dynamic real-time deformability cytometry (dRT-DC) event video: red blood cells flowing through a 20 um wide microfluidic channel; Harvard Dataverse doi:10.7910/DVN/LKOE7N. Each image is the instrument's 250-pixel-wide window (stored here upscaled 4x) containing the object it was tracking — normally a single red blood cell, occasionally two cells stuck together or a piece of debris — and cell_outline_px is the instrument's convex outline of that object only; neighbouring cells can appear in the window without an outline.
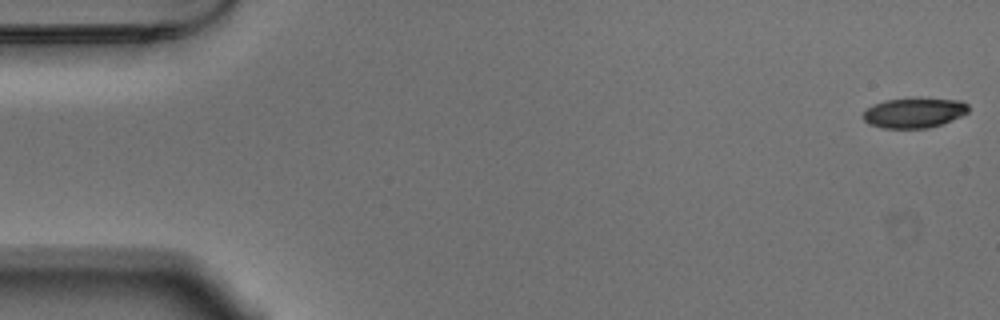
{"species": "Egyptian fruit bat (a non-hibernating species)", "species_latin": "Rousettus aegyptiacus", "temperature_condition": "warm", "stored_images_in_passage": 54, "camera_frame_rate_fps": 3000, "um_per_image_px": 0.085, "animal": {"sex": "male"}, "frame": {"image": 1, "passage_image": 1, "time_ms": 0.0, "image_size_px": [1000, 320], "cell_outline_px": [[968, 112], [960, 116], [940, 124], [928, 128], [880, 128], [868, 124], [864, 120], [864, 112], [872, 104], [884, 100], [960, 100], [968, 104]], "centroid_in_image_um": [77.65, 9.62], "position_along_channel_um": 7.3, "area_um2": 17.8}}
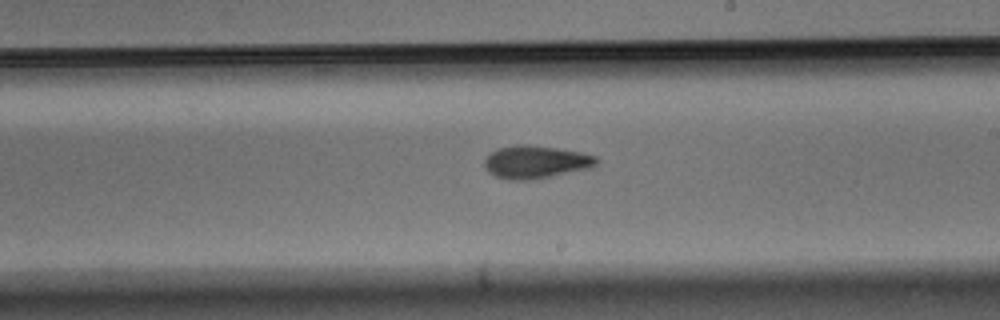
{"frame": {"image": 2, "passage_image": 31, "time_ms": 10.0, "image_size_px": [1000, 320], "cell_outline_px": [[600, 160], [596, 164], [588, 168], [532, 180], [508, 180], [496, 176], [488, 172], [484, 168], [484, 160], [492, 152], [500, 148], [516, 144], [532, 144], [580, 152], [596, 156]], "centroid_in_image_um": [45.51, 13.76], "position_along_channel_um": 243.5, "area_um2": 21.39}}
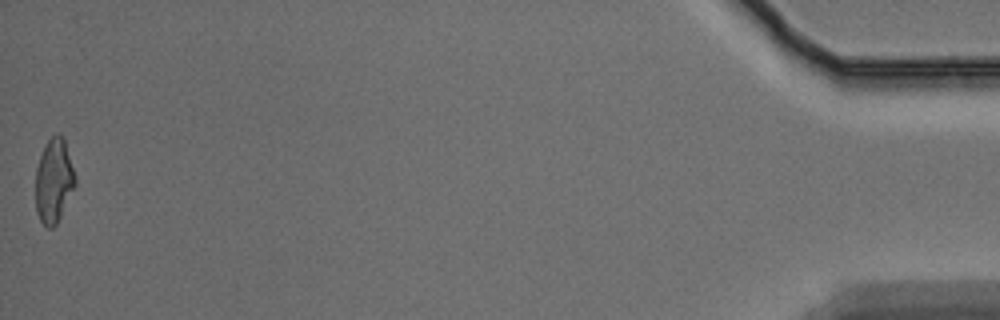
{"frame": {"image": 3, "passage_image": 54, "time_ms": 17.667, "image_size_px": [1000, 320], "cell_outline_px": [[76, 184], [56, 224], [52, 228], [48, 228], [40, 220], [36, 212], [36, 168], [44, 144], [56, 132], [60, 132], [64, 136], [76, 176]], "centroid_in_image_um": [4.58, 15.3], "position_along_channel_um": 430.6, "area_um2": 19.59}, "authors_computed_cell_mechanics": {"area_um2": 20.1433, "velocity_mm_per_s": 3.7252, "shape_relaxation_time_tau1_ms": 5.1131, "shape_relaxation_time_tau2_ms": 3.9587, "deformation_change_tau1": 0.1868, "deformation_change_tau2": 0.119}}